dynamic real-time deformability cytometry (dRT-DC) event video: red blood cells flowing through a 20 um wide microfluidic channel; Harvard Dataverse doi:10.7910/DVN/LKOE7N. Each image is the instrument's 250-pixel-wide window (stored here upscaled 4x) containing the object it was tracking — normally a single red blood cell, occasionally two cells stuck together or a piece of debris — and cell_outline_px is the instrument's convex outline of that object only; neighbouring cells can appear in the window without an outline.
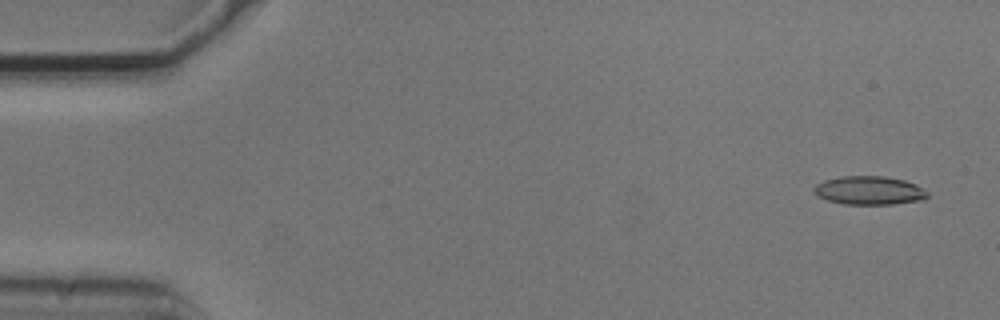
{"species": "common noctule bat (a hibernating species)", "species_latin": "Nyctalus noctula", "temperature_condition": "cold", "stored_images_in_passage": 6, "camera_frame_rate_fps": 3000, "um_per_image_px": 0.085, "animal": {"sex": "male", "body_mass_g": 20.5, "forearm_length_mm": 52.5}, "frame": {"image": 1, "passage_image": 1, "time_ms": 0.0, "image_size_px": [1000, 320], "cell_outline_px": [[928, 196], [924, 200], [892, 204], [844, 204], [828, 200], [816, 196], [812, 192], [812, 188], [816, 184], [824, 180], [840, 176], [884, 176], [904, 180], [916, 184], [924, 188], [928, 192]], "centroid_in_image_um": [73.87, 16.18], "position_along_channel_um": 11.1, "area_um2": 19.13}}
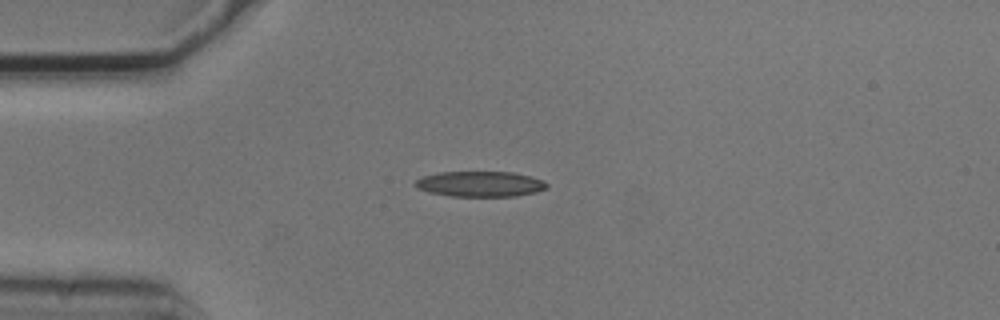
{"frame": {"image": 2, "passage_image": 4, "time_ms": 1.0, "image_size_px": [1000, 320], "cell_outline_px": [[548, 188], [536, 192], [516, 196], [448, 196], [428, 192], [416, 188], [412, 184], [416, 180], [424, 176], [436, 172], [512, 172], [532, 176], [544, 180], [548, 184]], "centroid_in_image_um": [40.81, 15.64], "position_along_channel_um": 44.2, "area_um2": 19.77}}
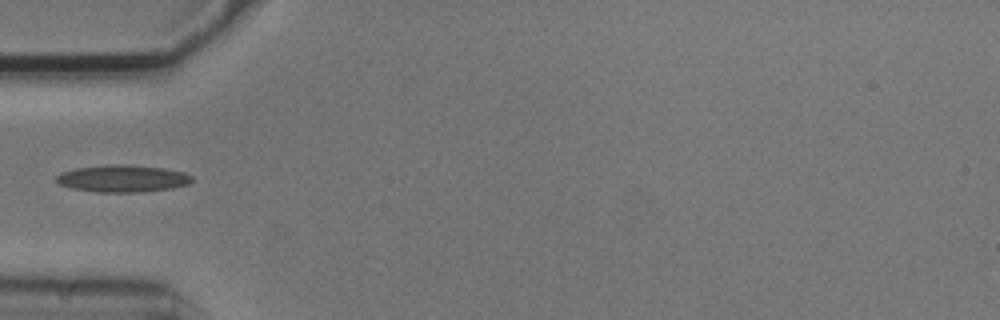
{"frame": {"image": 3, "passage_image": 5, "time_ms": 1.333, "image_size_px": [1000, 320], "cell_outline_px": [[192, 180], [188, 184], [172, 188], [140, 192], [100, 192], [72, 188], [60, 184], [56, 180], [56, 176], [60, 172], [76, 168], [104, 164], [124, 164], [164, 168], [184, 172], [192, 176]], "centroid_in_image_um": [10.41, 15.16], "position_along_channel_um": 74.6, "area_um2": 21.44}}